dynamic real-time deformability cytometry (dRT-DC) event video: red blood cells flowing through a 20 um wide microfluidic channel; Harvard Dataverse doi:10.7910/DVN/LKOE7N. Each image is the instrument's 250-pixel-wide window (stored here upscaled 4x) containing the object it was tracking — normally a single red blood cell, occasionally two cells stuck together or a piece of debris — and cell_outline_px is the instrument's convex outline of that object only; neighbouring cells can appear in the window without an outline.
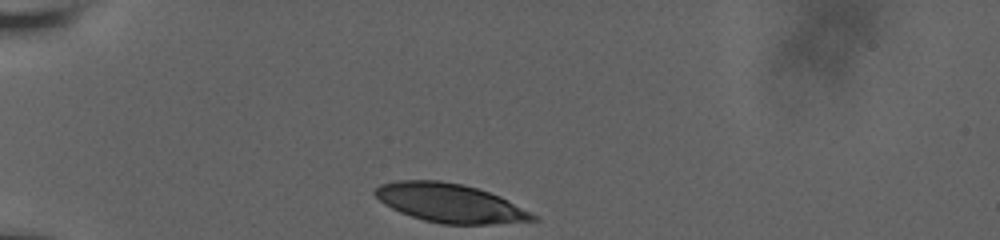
{"species": "human", "species_latin": "Homo sapiens", "temperature_condition": "room temperature", "stored_images_in_passage": 52, "camera_frame_rate_fps": 3000, "um_per_image_px": 0.085, "donor": {"sex": "male"}, "frame": {"image": 1, "passage_image": 1, "time_ms": 0.0, "image_size_px": [1000, 240], "cell_outline_px": [[540, 220], [488, 224], [440, 224], [424, 220], [400, 212], [384, 204], [372, 192], [380, 184], [396, 180], [440, 180], [460, 184], [476, 188], [500, 196], [536, 216]], "centroid_in_image_um": [38.2, 17.25], "position_along_channel_um": 46.8, "area_um2": 35.32}}
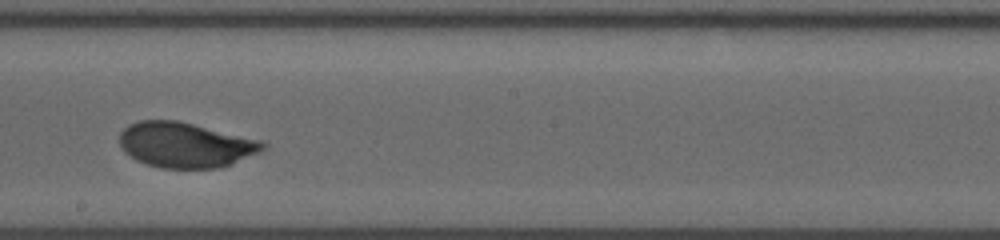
{"frame": {"image": 2, "passage_image": 29, "time_ms": 6.0, "image_size_px": [1000, 240], "cell_outline_px": [[268, 144], [260, 152], [232, 164], [220, 168], [160, 168], [136, 160], [124, 152], [120, 148], [120, 132], [128, 124], [140, 120], [176, 120], [260, 140]], "centroid_in_image_um": [15.74, 12.32], "position_along_channel_um": 232.5, "area_um2": 37.74}}
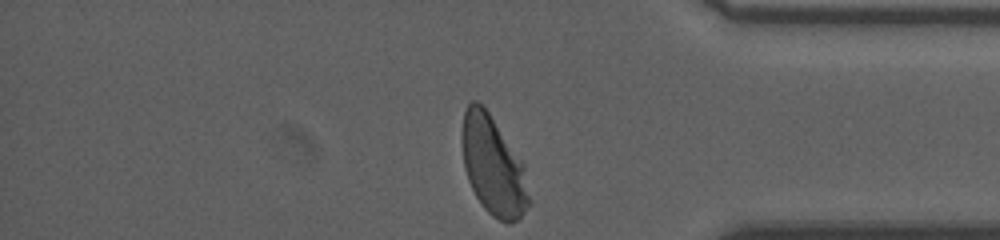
{"frame": {"image": 3, "passage_image": 51, "time_ms": 10.667, "image_size_px": [1000, 240], "cell_outline_px": [[532, 204], [516, 220], [508, 224], [492, 216], [484, 208], [476, 196], [468, 180], [464, 168], [460, 140], [460, 132], [464, 112], [468, 104], [472, 100], [476, 100], [488, 112], [524, 164], [532, 200]], "centroid_in_image_um": [41.92, 14.12], "position_along_channel_um": 393.3, "area_um2": 38.96}, "authors_computed_cell_mechanics": {"area_um2": 37.7723, "velocity_mm_per_s": 3.7394, "shape_relaxation_time_tau1_ms": 3.2348, "shape_relaxation_time_tau2_ms": null, "deformation_change_tau1": 0.1555, "deformation_change_tau2": null}}